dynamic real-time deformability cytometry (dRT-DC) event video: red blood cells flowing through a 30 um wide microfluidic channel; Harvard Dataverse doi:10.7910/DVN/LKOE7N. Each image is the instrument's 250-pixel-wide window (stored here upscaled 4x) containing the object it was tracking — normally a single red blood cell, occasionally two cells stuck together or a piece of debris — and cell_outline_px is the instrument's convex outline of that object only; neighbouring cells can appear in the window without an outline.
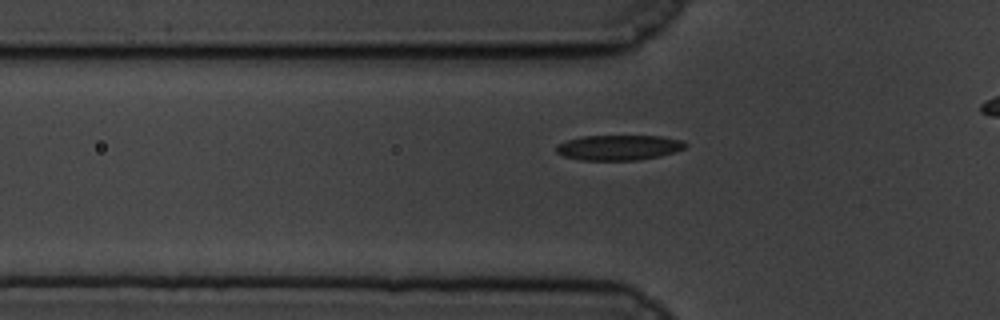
{"species": "common noctule bat (a hibernating species)", "species_latin": "Nyctalus noctula", "temperature_condition": "cold", "stored_images_in_passage": 43, "camera_frame_rate_fps": 3000, "um_per_image_px": 0.085, "animal": {"sex": "male", "body_mass_g": 19.5, "forearm_length_mm": 54.6}, "frame": {"image": 1, "passage_image": 11, "time_ms": 3.333, "image_size_px": [1000, 320], "cell_outline_px": [[688, 144], [684, 148], [660, 156], [636, 160], [580, 160], [564, 156], [556, 152], [556, 144], [580, 136], [660, 136], [684, 140]], "centroid_in_image_um": [52.58, 12.53], "position_along_channel_um": 73.2, "area_um2": 18.96}}
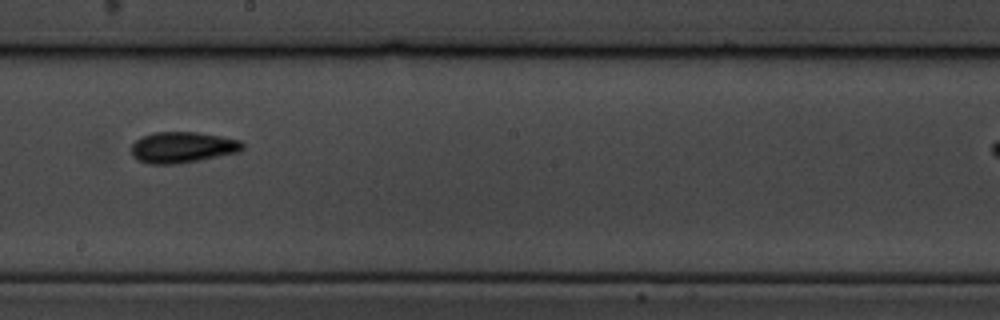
{"frame": {"image": 2, "passage_image": 25, "time_ms": 8.0, "image_size_px": [1000, 320], "cell_outline_px": [[244, 148], [240, 152], [200, 160], [176, 164], [148, 164], [136, 160], [132, 156], [132, 144], [140, 136], [152, 132], [196, 132], [220, 136], [240, 140], [244, 144]], "centroid_in_image_um": [15.49, 12.53], "position_along_channel_um": 232.7, "area_um2": 20.35}}
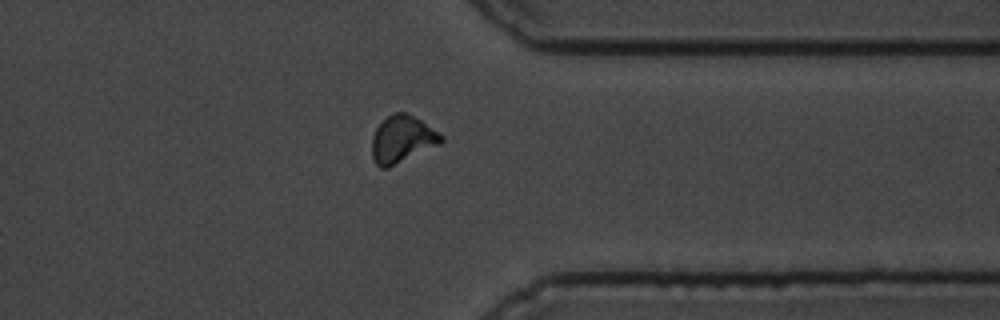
{"frame": {"image": 3, "passage_image": 38, "time_ms": 12.333, "image_size_px": [1000, 320], "cell_outline_px": [[444, 140], [440, 144], [388, 168], [380, 168], [376, 164], [372, 156], [372, 136], [376, 128], [388, 116], [396, 112], [404, 112], [420, 120], [440, 132], [444, 136]], "centroid_in_image_um": [34.19, 11.85], "position_along_channel_um": 377.2, "area_um2": 18.9}}